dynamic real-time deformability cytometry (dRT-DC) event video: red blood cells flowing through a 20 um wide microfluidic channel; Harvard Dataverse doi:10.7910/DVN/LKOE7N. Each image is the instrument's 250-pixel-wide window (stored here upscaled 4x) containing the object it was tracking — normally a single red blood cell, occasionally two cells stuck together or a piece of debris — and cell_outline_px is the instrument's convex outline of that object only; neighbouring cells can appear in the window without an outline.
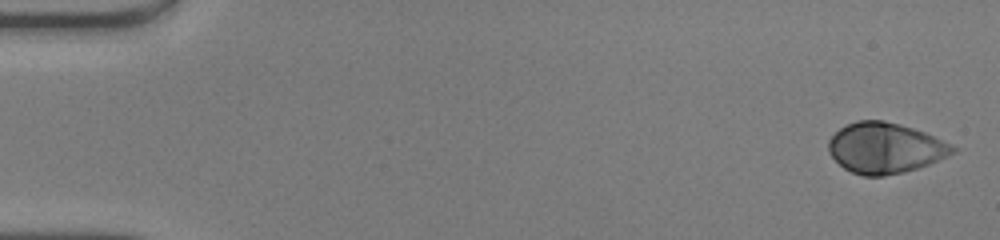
{"species": "human", "species_latin": "Homo sapiens", "temperature_condition": "warm", "stored_images_in_passage": 49, "camera_frame_rate_fps": 3000, "um_per_image_px": 0.085, "donor": {"sex": "male"}, "frame": {"image": 1, "passage_image": 1, "time_ms": 0.0, "image_size_px": [1000, 240], "cell_outline_px": [[956, 152], [948, 156], [928, 164], [904, 172], [884, 176], [864, 176], [852, 172], [844, 168], [828, 152], [828, 140], [840, 128], [856, 120], [884, 120], [900, 124], [924, 132], [952, 144], [956, 148]], "centroid_in_image_um": [75.23, 12.58], "position_along_channel_um": 9.8, "area_um2": 36.47}}
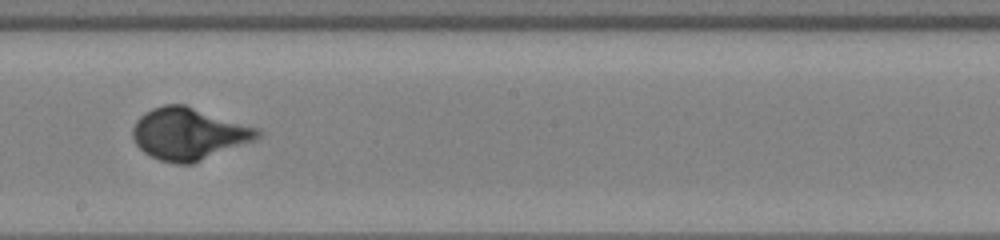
{"frame": {"image": 2, "passage_image": 28, "time_ms": 9.0, "image_size_px": [1000, 240], "cell_outline_px": [[264, 132], [256, 140], [192, 164], [176, 164], [160, 160], [144, 152], [136, 144], [132, 136], [132, 128], [136, 120], [144, 112], [152, 108], [164, 104], [184, 104], [260, 128]], "centroid_in_image_um": [16.07, 11.37], "position_along_channel_um": 232.1, "area_um2": 38.15}}
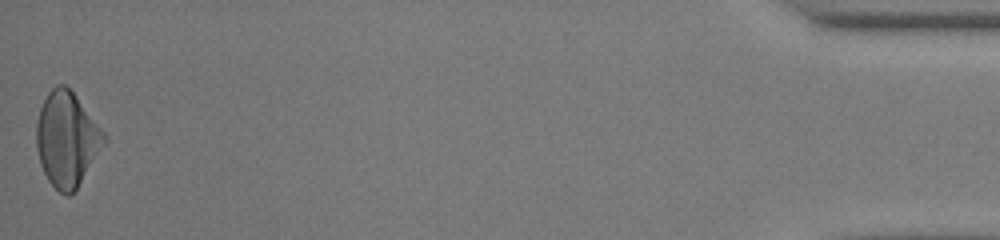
{"frame": {"image": 3, "passage_image": 49, "time_ms": 16.0, "image_size_px": [1000, 240], "cell_outline_px": [[108, 140], [76, 188], [68, 196], [64, 196], [48, 180], [40, 164], [36, 148], [36, 120], [40, 108], [48, 92], [56, 84], [64, 84], [76, 96], [108, 136]], "centroid_in_image_um": [5.68, 11.82], "position_along_channel_um": 429.5, "area_um2": 37.22}, "authors_computed_cell_mechanics": {"area_um2": 35.9516, "velocity_mm_per_s": 4.1645, "shape_relaxation_time_tau1_ms": 3.0978, "shape_relaxation_time_tau2_ms": null, "deformation_change_tau1": 0.2006, "deformation_change_tau2": null}}